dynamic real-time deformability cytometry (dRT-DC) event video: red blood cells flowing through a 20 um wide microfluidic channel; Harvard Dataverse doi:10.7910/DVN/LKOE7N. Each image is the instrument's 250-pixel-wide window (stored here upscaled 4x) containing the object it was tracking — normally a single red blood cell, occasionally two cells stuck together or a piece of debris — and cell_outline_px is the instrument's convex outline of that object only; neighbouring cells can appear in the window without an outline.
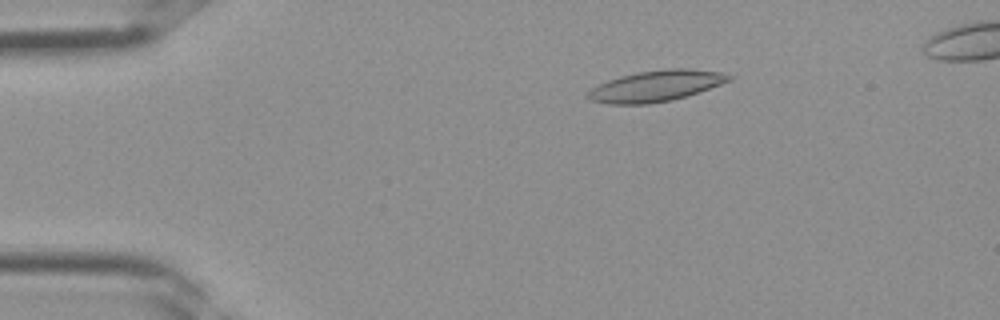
{"species": "Egyptian fruit bat (a non-hibernating species)", "species_latin": "Rousettus aegyptiacus", "temperature_condition": "room temperature", "stored_images_in_passage": 37, "camera_frame_rate_fps": 3000, "um_per_image_px": 0.085, "frame": {"image": 1, "passage_image": 7, "time_ms": 2.0, "image_size_px": [1000, 320], "cell_outline_px": [[732, 80], [672, 100], [648, 104], [608, 104], [592, 100], [588, 96], [588, 92], [592, 88], [608, 80], [620, 76], [640, 72], [668, 68], [688, 68], [720, 72], [732, 76]], "centroid_in_image_um": [55.75, 7.3], "position_along_channel_um": 29.2, "area_um2": 25.03}}
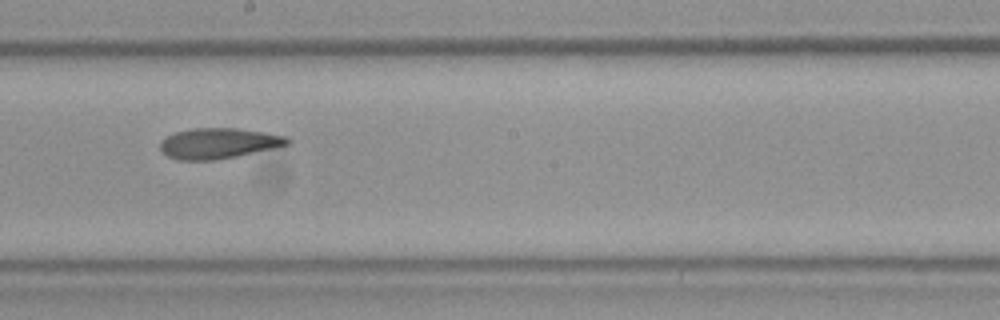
{"frame": {"image": 2, "passage_image": 21, "time_ms": 6.667, "image_size_px": [1000, 320], "cell_outline_px": [[292, 140], [288, 144], [272, 148], [236, 156], [216, 160], [180, 160], [168, 156], [160, 148], [160, 140], [176, 132], [192, 128], [236, 128], [264, 132], [288, 136]], "centroid_in_image_um": [18.58, 12.17], "position_along_channel_um": 229.6, "area_um2": 22.48}}
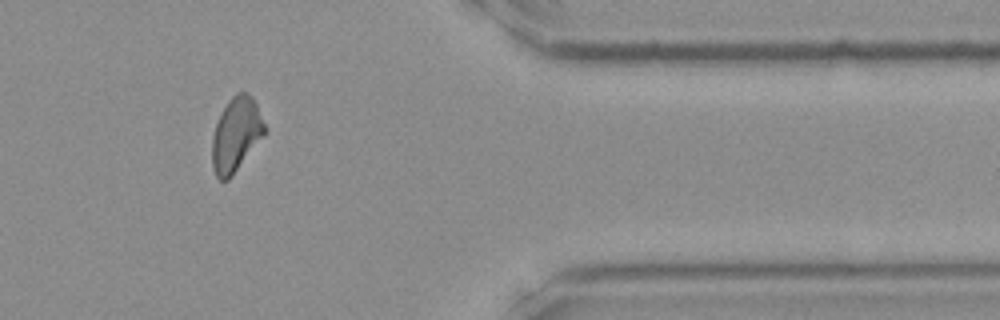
{"frame": {"image": 3, "passage_image": 31, "time_ms": 10.0, "image_size_px": [1000, 320], "cell_outline_px": [[268, 132], [232, 176], [228, 180], [220, 180], [216, 176], [212, 168], [212, 136], [216, 124], [228, 100], [236, 92], [248, 92], [252, 96], [256, 104]], "centroid_in_image_um": [20.08, 11.45], "position_along_channel_um": 391.3, "area_um2": 22.89}}